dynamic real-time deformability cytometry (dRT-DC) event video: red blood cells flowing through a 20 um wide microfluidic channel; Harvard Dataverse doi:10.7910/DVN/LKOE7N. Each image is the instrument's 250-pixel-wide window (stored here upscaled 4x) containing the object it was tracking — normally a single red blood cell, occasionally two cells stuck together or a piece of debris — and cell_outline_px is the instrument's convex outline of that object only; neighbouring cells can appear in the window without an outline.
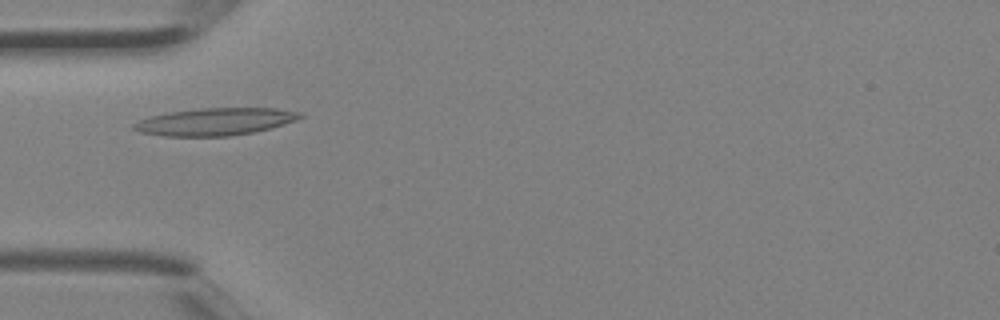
{"species": "Egyptian fruit bat (a non-hibernating species)", "species_latin": "Rousettus aegyptiacus", "temperature_condition": "room temperature", "stored_images_in_passage": 2, "camera_frame_rate_fps": 3000, "um_per_image_px": 0.085, "animal": {"sex": "female"}, "frame": {"image": 1, "passage_image": 2, "time_ms": 0.333, "image_size_px": [1000, 320], "cell_outline_px": [[304, 116], [296, 120], [272, 128], [252, 132], [228, 136], [164, 136], [140, 132], [132, 128], [132, 124], [140, 120], [152, 116], [168, 112], [200, 108], [276, 108], [304, 112]], "centroid_in_image_um": [18.33, 10.33], "position_along_channel_um": 66.7, "area_um2": 26.53}}